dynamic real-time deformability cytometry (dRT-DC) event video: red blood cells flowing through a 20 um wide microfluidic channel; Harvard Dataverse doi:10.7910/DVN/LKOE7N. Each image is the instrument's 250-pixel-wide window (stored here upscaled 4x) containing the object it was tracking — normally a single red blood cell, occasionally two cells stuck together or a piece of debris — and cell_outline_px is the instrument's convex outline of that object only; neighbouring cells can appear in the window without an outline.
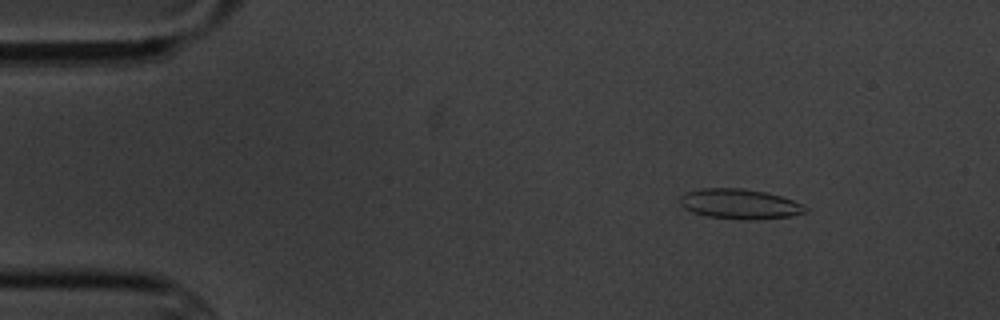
{"species": "common noctule bat (a hibernating species)", "species_latin": "Nyctalus noctula", "temperature_condition": "cold", "stored_images_in_passage": 10, "camera_frame_rate_fps": 3000, "um_per_image_px": 0.085, "animal": {"sex": "male", "body_mass_g": 20.1, "forearm_length_mm": 53.5}, "frame": {"image": 1, "passage_image": 1, "time_ms": 0.0, "image_size_px": [1000, 320], "cell_outline_px": [[808, 212], [788, 216], [744, 220], [708, 216], [692, 212], [684, 208], [680, 204], [680, 196], [688, 192], [704, 188], [740, 188], [764, 192], [780, 196], [804, 204], [808, 208]], "centroid_in_image_um": [62.88, 17.34], "position_along_channel_um": 22.1, "area_um2": 21.68}}
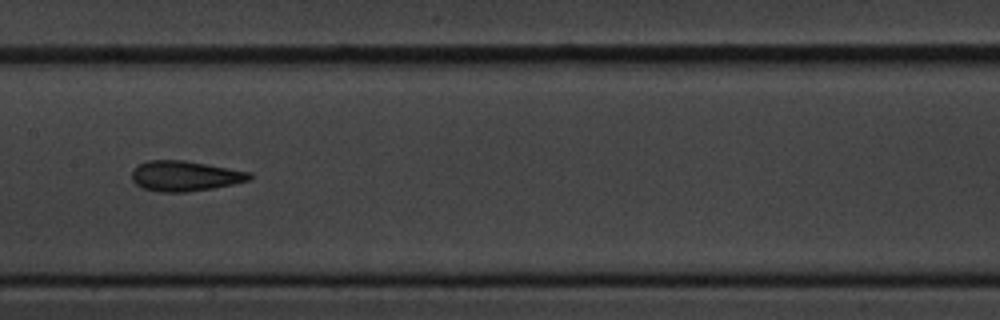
{"frame": {"image": 2, "passage_image": 7, "time_ms": 7.0, "image_size_px": [1000, 320], "cell_outline_px": [[252, 176], [248, 180], [232, 184], [212, 188], [184, 192], [160, 192], [144, 188], [136, 184], [132, 180], [132, 168], [136, 164], [148, 160], [184, 160], [208, 164], [252, 172]], "centroid_in_image_um": [15.68, 14.94], "position_along_channel_um": 191.7, "area_um2": 20.81}}
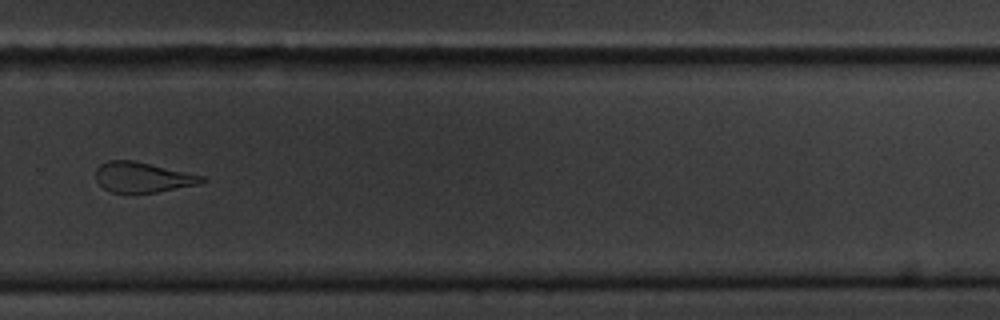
{"frame": {"image": 3, "passage_image": 10, "time_ms": 10.667, "image_size_px": [1000, 320], "cell_outline_px": [[208, 180], [200, 184], [156, 192], [112, 192], [104, 188], [96, 180], [96, 168], [100, 164], [108, 160], [136, 160], [204, 176]], "centroid_in_image_um": [12.14, 15.05], "position_along_channel_um": 317.7, "area_um2": 18.73}}